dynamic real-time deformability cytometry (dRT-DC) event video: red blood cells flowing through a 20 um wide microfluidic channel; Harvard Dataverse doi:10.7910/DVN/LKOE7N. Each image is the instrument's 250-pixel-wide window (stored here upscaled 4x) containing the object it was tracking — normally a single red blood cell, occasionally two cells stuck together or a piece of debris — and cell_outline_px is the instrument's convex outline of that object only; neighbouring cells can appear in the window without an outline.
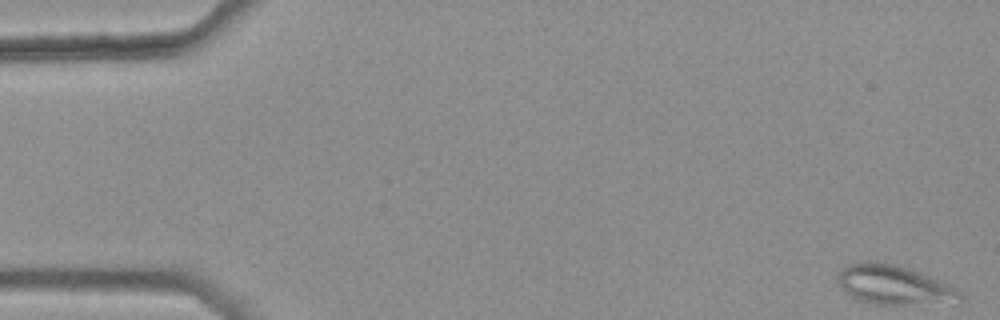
{"species": "common noctule bat (a hibernating species)", "species_latin": "Nyctalus noctula", "temperature_condition": "warm", "stored_images_in_passage": 44, "camera_frame_rate_fps": 3000, "um_per_image_px": 0.085, "animal": {"sex": "female", "body_mass_g": 25.1}, "frame": {"image": 1, "passage_image": 1, "time_ms": 0.0, "image_size_px": [1000, 320], "cell_outline_px": [[964, 300], [960, 304], [872, 304], [860, 300], [844, 292], [840, 288], [836, 280], [836, 276], [840, 268], [848, 264], [864, 260], [868, 260], [896, 264], [960, 288], [964, 296]], "centroid_in_image_um": [76.03, 24.23], "position_along_channel_um": 9.0, "area_um2": 28.9}}
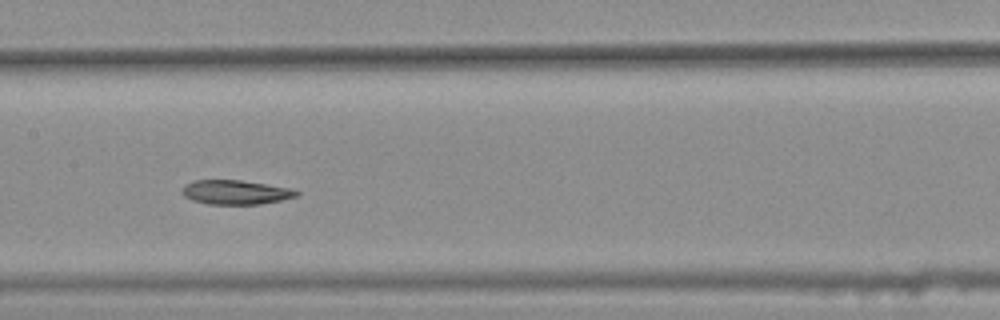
{"frame": {"image": 2, "passage_image": 26, "time_ms": 8.333, "image_size_px": [1000, 320], "cell_outline_px": [[300, 196], [260, 204], [208, 204], [192, 200], [184, 196], [180, 192], [180, 188], [184, 184], [192, 180], [240, 180], [288, 188], [300, 192]], "centroid_in_image_um": [19.96, 16.34], "position_along_channel_um": 187.4, "area_um2": 16.24}}
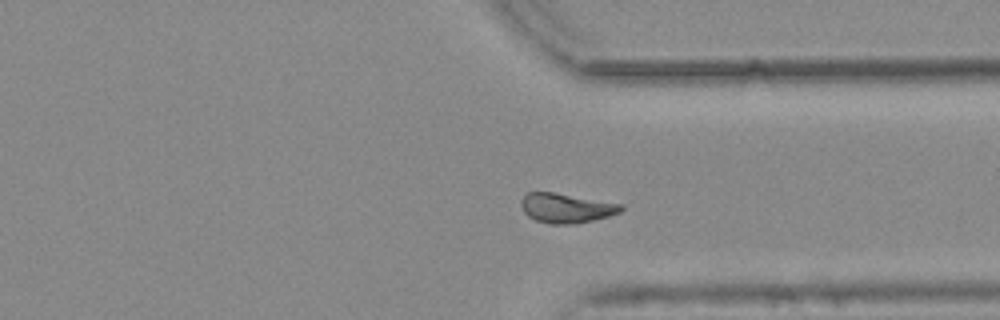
{"frame": {"image": 3, "passage_image": 40, "time_ms": 13.0, "image_size_px": [1000, 320], "cell_outline_px": [[624, 208], [620, 212], [608, 216], [592, 220], [572, 224], [548, 224], [536, 220], [528, 216], [524, 212], [520, 204], [520, 200], [528, 192], [552, 192], [624, 204]], "centroid_in_image_um": [48.12, 17.68], "position_along_channel_um": 363.3, "area_um2": 17.17}}